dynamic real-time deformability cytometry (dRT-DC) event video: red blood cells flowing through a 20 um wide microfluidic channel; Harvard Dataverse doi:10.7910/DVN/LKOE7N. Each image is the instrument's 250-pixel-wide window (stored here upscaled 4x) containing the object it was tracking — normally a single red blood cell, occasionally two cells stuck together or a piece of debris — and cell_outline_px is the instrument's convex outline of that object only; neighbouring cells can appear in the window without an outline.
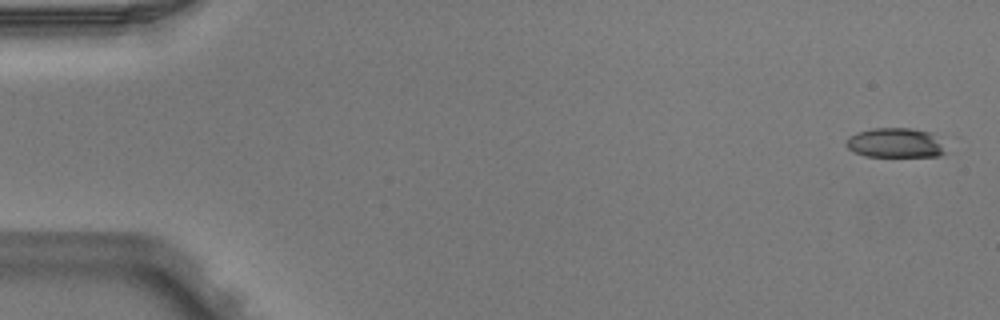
{"species": "Egyptian fruit bat (a non-hibernating species)", "species_latin": "Rousettus aegyptiacus", "temperature_condition": "warm", "stored_images_in_passage": 7, "camera_frame_rate_fps": 3000, "um_per_image_px": 0.085, "animal": {"sex": "male"}, "frame": {"image": 1, "passage_image": 1, "time_ms": 0.0, "image_size_px": [1000, 320], "cell_outline_px": [[948, 152], [940, 156], [864, 156], [852, 152], [844, 144], [844, 140], [848, 136], [856, 132], [872, 128], [912, 128], [932, 132]], "centroid_in_image_um": [76.06, 12.14], "position_along_channel_um": 8.9, "area_um2": 17.51}}
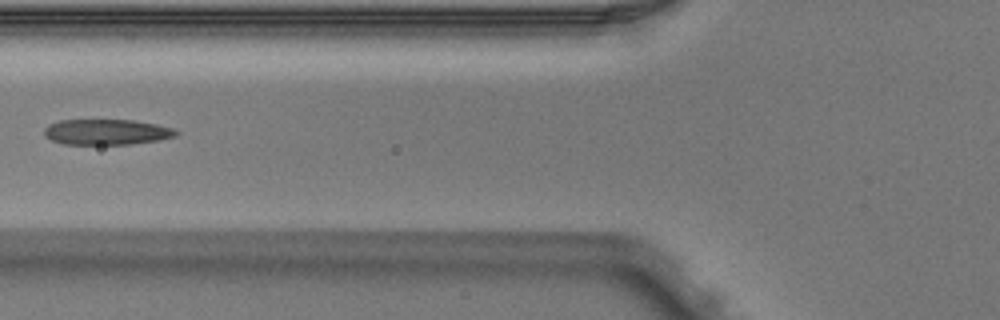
{"frame": {"image": 2, "passage_image": 6, "time_ms": 1.667, "image_size_px": [1000, 320], "cell_outline_px": [[180, 132], [176, 136], [156, 140], [128, 144], [64, 144], [52, 140], [44, 136], [44, 128], [48, 124], [60, 120], [132, 120], [156, 124], [172, 128]], "centroid_in_image_um": [9.03, 11.21], "position_along_channel_um": 116.8, "area_um2": 19.54}}
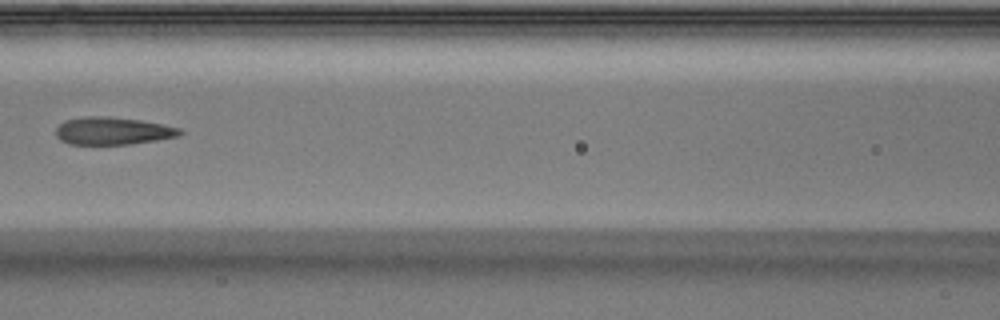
{"frame": {"image": 3, "passage_image": 7, "time_ms": 2.0, "image_size_px": [1000, 320], "cell_outline_px": [[184, 132], [180, 136], [132, 144], [68, 144], [60, 140], [56, 136], [56, 128], [64, 120], [84, 116], [104, 116], [140, 120], [180, 128]], "centroid_in_image_um": [9.57, 11.13], "position_along_channel_um": 157.0, "area_um2": 19.94}}